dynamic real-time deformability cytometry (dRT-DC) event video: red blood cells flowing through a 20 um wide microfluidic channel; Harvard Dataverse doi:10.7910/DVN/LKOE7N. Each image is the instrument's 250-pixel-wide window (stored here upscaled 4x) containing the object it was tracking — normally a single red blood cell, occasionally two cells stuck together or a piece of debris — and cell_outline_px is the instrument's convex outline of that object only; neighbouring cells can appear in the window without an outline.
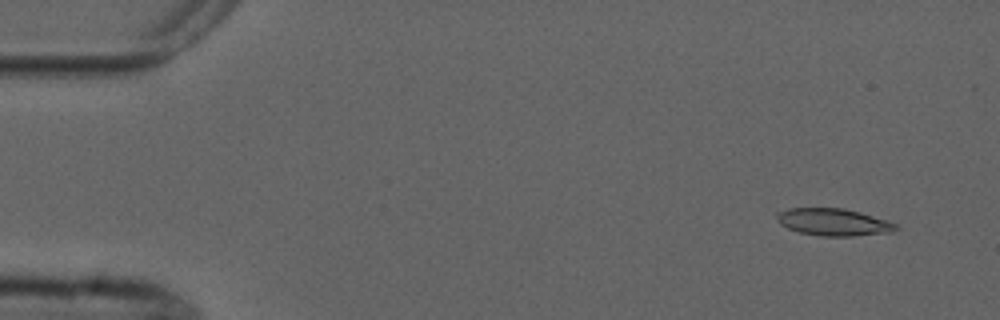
{"species": "common noctule bat (a hibernating species)", "species_latin": "Nyctalus noctula", "temperature_condition": "cold", "stored_images_in_passage": 6, "camera_frame_rate_fps": 3000, "um_per_image_px": 0.085, "animal": {"sex": "male", "forearm_length_mm": 52.5}, "frame": {"image": 1, "passage_image": 1, "time_ms": 0.0, "image_size_px": [1000, 320], "cell_outline_px": [[900, 228], [892, 232], [852, 236], [820, 236], [800, 232], [788, 228], [780, 224], [776, 216], [776, 212], [788, 208], [844, 208], [860, 212], [888, 220], [896, 224]], "centroid_in_image_um": [70.86, 18.87], "position_along_channel_um": 14.1, "area_um2": 18.96}}
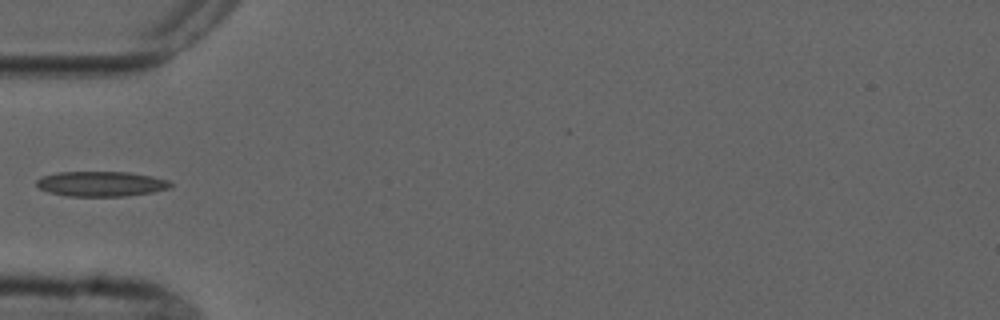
{"frame": {"image": 2, "passage_image": 5, "time_ms": 4.667, "image_size_px": [1000, 320], "cell_outline_px": [[172, 188], [152, 192], [124, 196], [68, 196], [48, 192], [40, 188], [36, 184], [36, 180], [40, 176], [56, 172], [128, 172], [152, 176], [168, 180], [172, 184]], "centroid_in_image_um": [8.58, 15.62], "position_along_channel_um": 76.4, "area_um2": 19.65}}
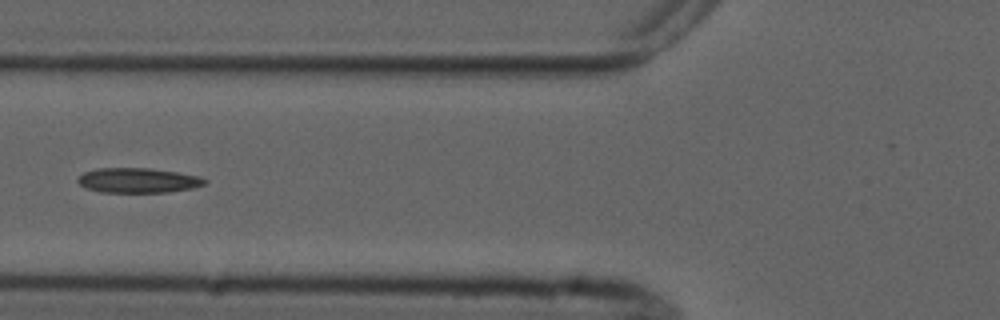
{"frame": {"image": 3, "passage_image": 6, "time_ms": 5.667, "image_size_px": [1000, 320], "cell_outline_px": [[208, 180], [204, 184], [192, 188], [168, 192], [100, 192], [88, 188], [80, 184], [76, 180], [84, 172], [96, 168], [152, 168], [200, 176]], "centroid_in_image_um": [11.74, 15.32], "position_along_channel_um": 114.1, "area_um2": 18.32}}